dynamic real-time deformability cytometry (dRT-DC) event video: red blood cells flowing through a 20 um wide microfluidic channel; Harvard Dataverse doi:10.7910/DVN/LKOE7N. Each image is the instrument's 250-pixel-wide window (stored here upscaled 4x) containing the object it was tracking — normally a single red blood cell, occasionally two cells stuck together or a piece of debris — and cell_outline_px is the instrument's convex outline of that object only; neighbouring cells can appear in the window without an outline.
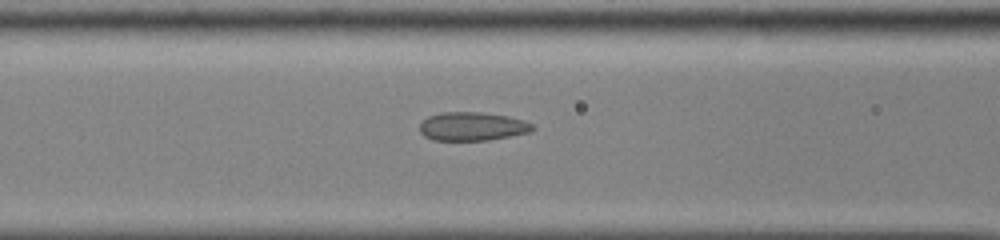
{"species": "common noctule bat (a hibernating species)", "species_latin": "Nyctalus noctula", "temperature_condition": "cold", "stored_images_in_passage": 53, "camera_frame_rate_fps": 3000, "um_per_image_px": 0.085, "animal": {"sex": "male", "body_mass_g": 13.0, "forearm_length_mm": 53.1}, "frame": {"image": 1, "passage_image": 23, "time_ms": 7.333, "image_size_px": [1000, 240], "cell_outline_px": [[536, 128], [532, 132], [488, 140], [432, 140], [424, 136], [420, 132], [420, 124], [428, 116], [440, 112], [480, 112], [508, 116], [524, 120], [532, 124]], "centroid_in_image_um": [40.16, 10.74], "position_along_channel_um": 126.4, "area_um2": 18.9}}
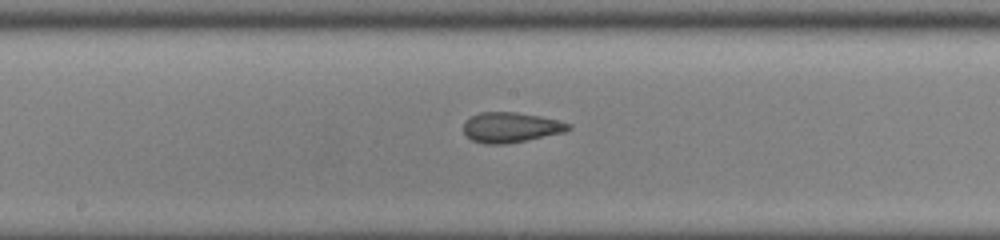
{"frame": {"image": 2, "passage_image": 29, "time_ms": 9.333, "image_size_px": [1000, 240], "cell_outline_px": [[572, 128], [564, 132], [504, 144], [484, 144], [472, 140], [464, 132], [464, 120], [480, 112], [516, 112], [540, 116], [572, 124]], "centroid_in_image_um": [43.4, 10.82], "position_along_channel_um": 204.8, "area_um2": 18.26}}
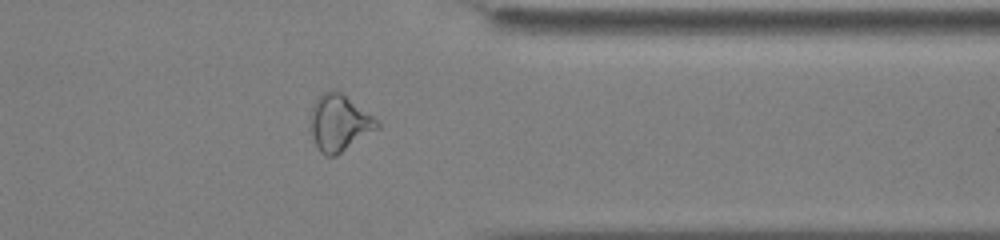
{"frame": {"image": 3, "passage_image": 43, "time_ms": 14.0, "image_size_px": [1000, 240], "cell_outline_px": [[380, 128], [336, 156], [324, 156], [320, 152], [312, 136], [312, 108], [316, 100], [324, 92], [332, 88], [340, 92], [380, 120]], "centroid_in_image_um": [28.89, 10.46], "position_along_channel_um": 382.5, "area_um2": 21.85}, "authors_computed_cell_mechanics": {"area_um2": 20.9236, "velocity_mm_per_s": 3.9133, "shape_relaxation_time_tau1_ms": 11.2947, "shape_relaxation_time_tau2_ms": 1.7666, "deformation_change_tau1": 0.1828, "deformation_change_tau2": 0.0866}}